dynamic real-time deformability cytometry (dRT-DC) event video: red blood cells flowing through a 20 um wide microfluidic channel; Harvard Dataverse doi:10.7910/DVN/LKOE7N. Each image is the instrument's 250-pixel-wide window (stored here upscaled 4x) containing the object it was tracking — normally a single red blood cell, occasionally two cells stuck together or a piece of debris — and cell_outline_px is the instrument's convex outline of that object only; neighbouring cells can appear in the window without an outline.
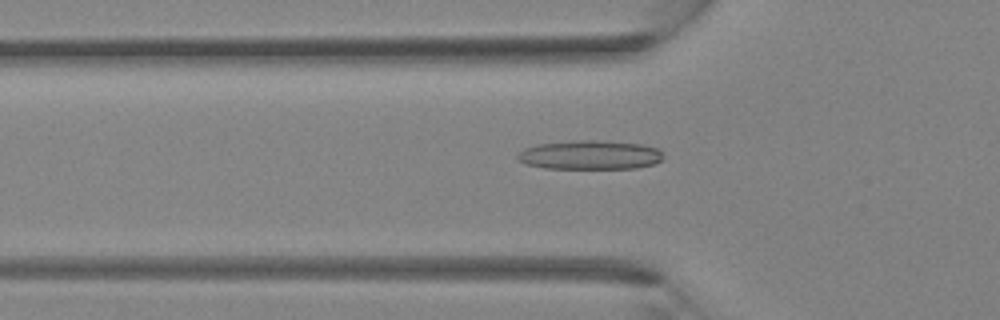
{"species": "Egyptian fruit bat (a non-hibernating species)", "species_latin": "Rousettus aegyptiacus", "temperature_condition": "room temperature", "stored_images_in_passage": 37, "camera_frame_rate_fps": 3000, "um_per_image_px": 0.085, "animal": {"sex": "female"}, "frame": {"image": 1, "passage_image": 12, "time_ms": 3.667, "image_size_px": [1000, 320], "cell_outline_px": [[660, 160], [652, 164], [636, 168], [544, 168], [524, 164], [516, 156], [524, 148], [536, 144], [572, 140], [596, 140], [640, 144], [656, 148], [660, 152]], "centroid_in_image_um": [50.06, 13.16], "position_along_channel_um": 75.7, "area_um2": 24.45}}
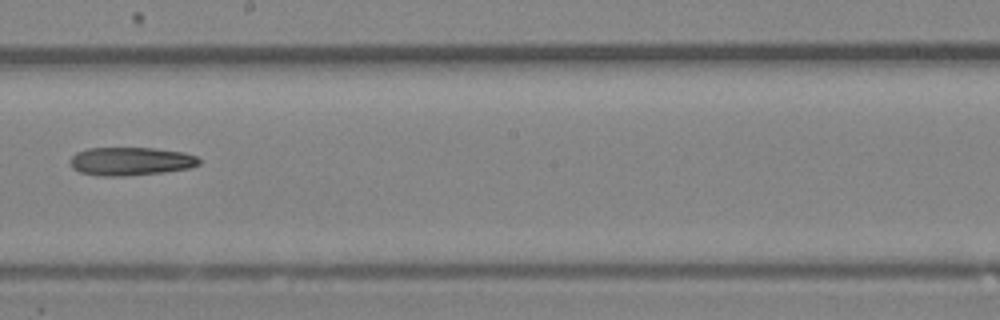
{"frame": {"image": 2, "passage_image": 21, "time_ms": 6.667, "image_size_px": [1000, 320], "cell_outline_px": [[200, 164], [192, 168], [164, 172], [124, 176], [100, 176], [80, 172], [72, 168], [68, 160], [76, 152], [88, 148], [156, 148], [184, 152], [196, 156], [200, 160]], "centroid_in_image_um": [11.11, 13.71], "position_along_channel_um": 237.1, "area_um2": 21.5}}
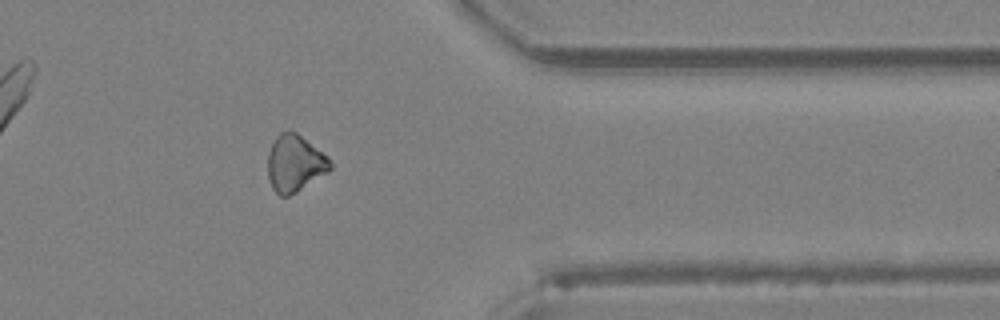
{"frame": {"image": 3, "passage_image": 30, "time_ms": 9.667, "image_size_px": [1000, 320], "cell_outline_px": [[332, 168], [328, 172], [296, 192], [288, 196], [280, 196], [272, 188], [268, 176], [268, 152], [276, 136], [280, 132], [288, 128], [296, 132], [328, 156], [332, 164]], "centroid_in_image_um": [25.05, 13.86], "position_along_channel_um": 386.3, "area_um2": 20.75}}